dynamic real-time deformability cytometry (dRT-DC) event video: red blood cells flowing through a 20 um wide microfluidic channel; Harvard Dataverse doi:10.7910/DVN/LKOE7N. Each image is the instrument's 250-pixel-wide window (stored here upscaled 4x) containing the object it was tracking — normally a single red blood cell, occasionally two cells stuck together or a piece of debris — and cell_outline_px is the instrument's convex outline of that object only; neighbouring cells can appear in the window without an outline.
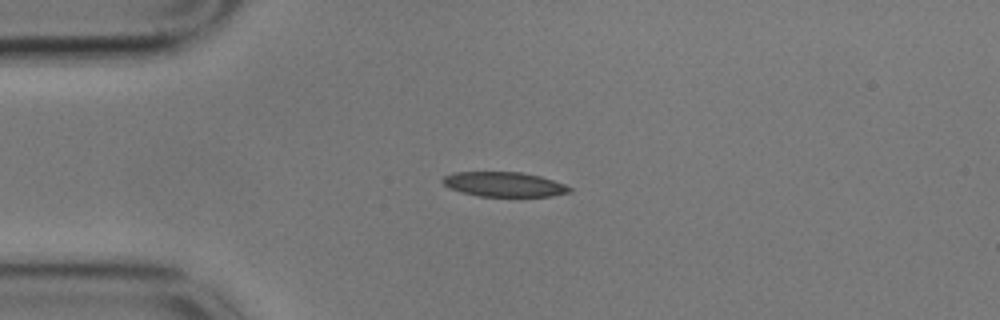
{"species": "common noctule bat (a hibernating species)", "species_latin": "Nyctalus noctula", "temperature_condition": "cold", "stored_images_in_passage": 44, "camera_frame_rate_fps": 3000, "um_per_image_px": 0.085, "animal": {"sex": "male", "body_mass_g": 17.9}, "frame": {"image": 1, "passage_image": 1, "time_ms": 0.0, "image_size_px": [1000, 320], "cell_outline_px": [[572, 192], [552, 196], [480, 196], [464, 192], [452, 188], [444, 184], [440, 180], [444, 176], [452, 172], [520, 172], [540, 176], [564, 184], [572, 188]], "centroid_in_image_um": [42.87, 15.66], "position_along_channel_um": 42.1, "area_um2": 18.09}}
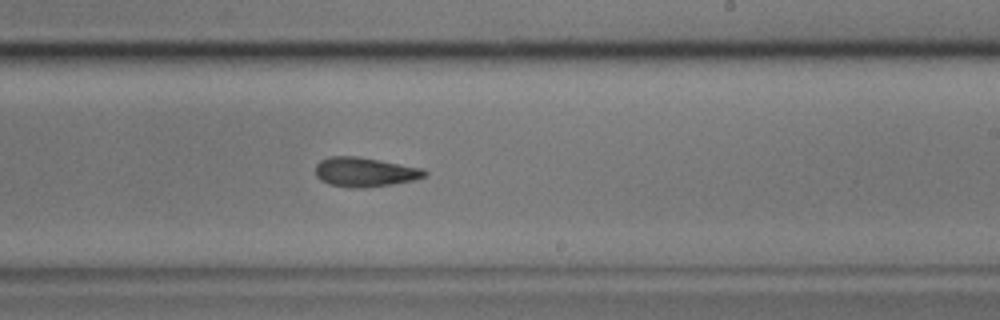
{"frame": {"image": 2, "passage_image": 21, "time_ms": 6.667, "image_size_px": [1000, 320], "cell_outline_px": [[428, 172], [424, 176], [416, 180], [392, 184], [364, 188], [348, 188], [328, 184], [320, 180], [316, 176], [316, 164], [320, 160], [328, 156], [356, 156], [380, 160], [424, 168]], "centroid_in_image_um": [31.0, 14.63], "position_along_channel_um": 258.0, "area_um2": 18.96}}
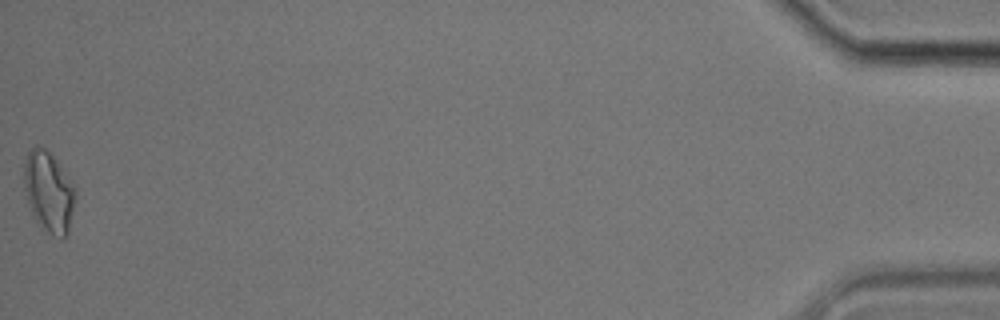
{"frame": {"image": 3, "passage_image": 44, "time_ms": 14.333, "image_size_px": [1000, 320], "cell_outline_px": [[76, 196], [68, 232], [60, 240], [52, 236], [40, 228], [28, 204], [24, 188], [24, 164], [28, 152], [36, 144], [44, 148], [56, 160], [76, 188]], "centroid_in_image_um": [4.14, 16.34], "position_along_channel_um": 431.1, "area_um2": 24.22}, "authors_computed_cell_mechanics": {"area_um2": 19.0162, "velocity_mm_per_s": 3.5296, "shape_relaxation_time_tau1_ms": 4.8395, "shape_relaxation_time_tau2_ms": 4.6942, "deformation_change_tau1": 0.1462, "deformation_change_tau2": 0.1388}}